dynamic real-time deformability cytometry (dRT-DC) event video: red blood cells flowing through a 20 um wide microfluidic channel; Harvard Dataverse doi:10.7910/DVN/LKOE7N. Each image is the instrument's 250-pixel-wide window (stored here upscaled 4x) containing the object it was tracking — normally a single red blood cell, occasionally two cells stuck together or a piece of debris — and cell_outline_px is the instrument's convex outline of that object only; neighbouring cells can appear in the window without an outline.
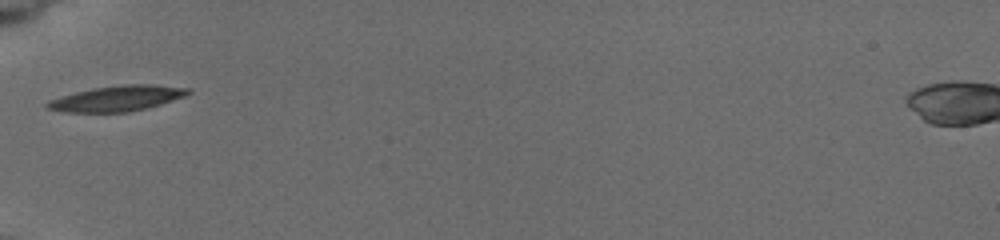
{"species": "common noctule bat (a hibernating species)", "species_latin": "Nyctalus noctula", "temperature_condition": "cold", "stored_images_in_passage": 4, "camera_frame_rate_fps": 3000, "um_per_image_px": 0.085, "animal": {"sex": "female", "body_mass_g": 19.5, "forearm_length_mm": 54.1}, "frame": {"image": 1, "passage_image": 1, "time_ms": 0.0, "image_size_px": [1000, 240], "cell_outline_px": [[192, 92], [184, 96], [160, 104], [128, 112], [60, 112], [44, 108], [44, 104], [48, 100], [76, 92], [92, 88], [120, 84], [152, 84], [188, 88]], "centroid_in_image_um": [9.88, 8.36], "position_along_channel_um": 75.1, "area_um2": 20.92}}
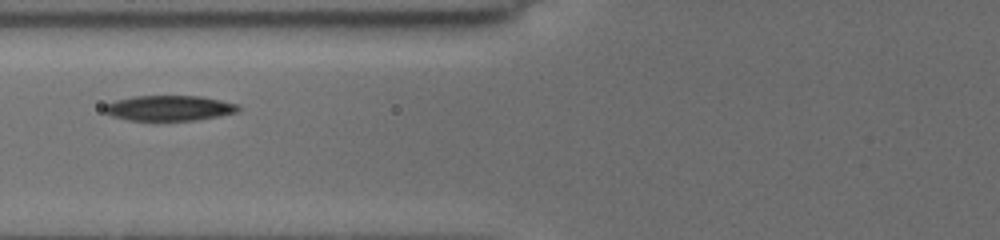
{"frame": {"image": 2, "passage_image": 2, "time_ms": 1.0, "image_size_px": [1000, 240], "cell_outline_px": [[240, 112], [220, 116], [196, 120], [128, 120], [112, 116], [104, 112], [100, 108], [104, 104], [116, 100], [132, 96], [200, 96], [240, 104]], "centroid_in_image_um": [14.38, 9.18], "position_along_channel_um": 111.4, "area_um2": 20.0}}
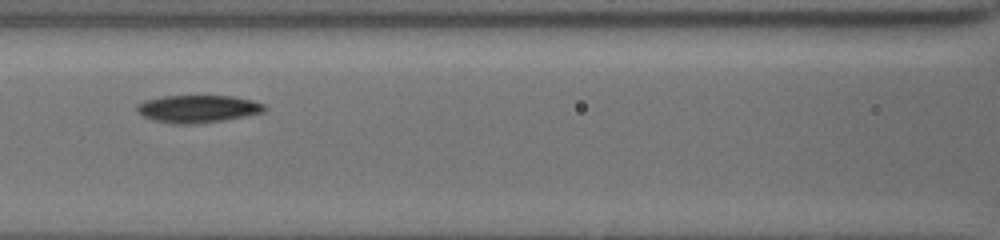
{"frame": {"image": 3, "passage_image": 3, "time_ms": 2.0, "image_size_px": [1000, 240], "cell_outline_px": [[268, 108], [264, 112], [224, 120], [192, 124], [172, 124], [152, 120], [136, 112], [136, 104], [144, 100], [160, 96], [232, 96], [252, 100], [264, 104]], "centroid_in_image_um": [16.78, 9.25], "position_along_channel_um": 149.8, "area_um2": 20.63}}